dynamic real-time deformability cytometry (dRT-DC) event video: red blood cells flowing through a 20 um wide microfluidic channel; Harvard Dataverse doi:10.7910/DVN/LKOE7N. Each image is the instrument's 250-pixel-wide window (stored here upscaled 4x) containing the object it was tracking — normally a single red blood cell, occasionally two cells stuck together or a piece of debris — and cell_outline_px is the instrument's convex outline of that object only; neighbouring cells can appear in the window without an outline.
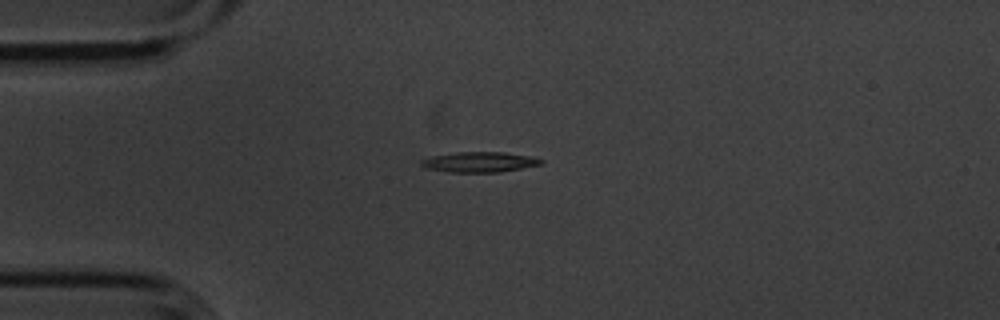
{"species": "common noctule bat (a hibernating species)", "species_latin": "Nyctalus noctula", "temperature_condition": "cold", "stored_images_in_passage": 5, "camera_frame_rate_fps": 3000, "um_per_image_px": 0.085, "animal": {"sex": "male", "body_mass_g": 20.1, "forearm_length_mm": 53.5}, "frame": {"image": 1, "passage_image": 1, "time_ms": 0.0, "image_size_px": [1000, 320], "cell_outline_px": [[544, 164], [500, 172], [448, 172], [424, 168], [420, 164], [420, 160], [432, 156], [456, 152], [504, 152], [536, 156], [544, 160]], "centroid_in_image_um": [40.8, 13.77], "position_along_channel_um": 44.2, "area_um2": 14.45}}
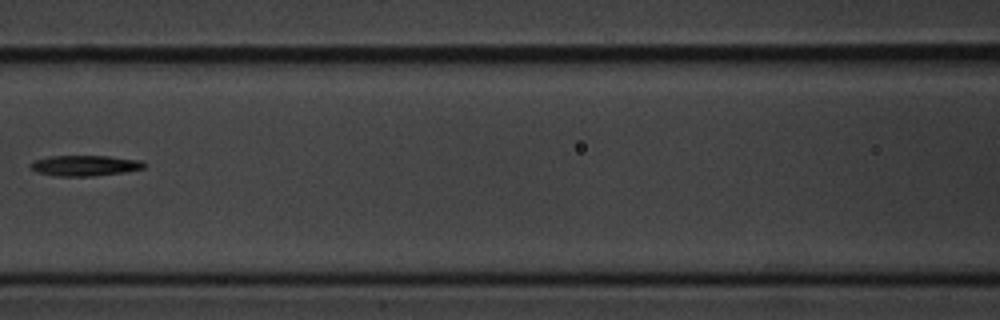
{"frame": {"image": 2, "passage_image": 4, "time_ms": 1.0, "image_size_px": [1000, 320], "cell_outline_px": [[148, 164], [144, 168], [124, 172], [92, 176], [56, 176], [36, 172], [28, 164], [32, 160], [52, 156], [108, 156], [144, 160]], "centroid_in_image_um": [7.24, 14.07], "position_along_channel_um": 159.4, "area_um2": 13.81}}
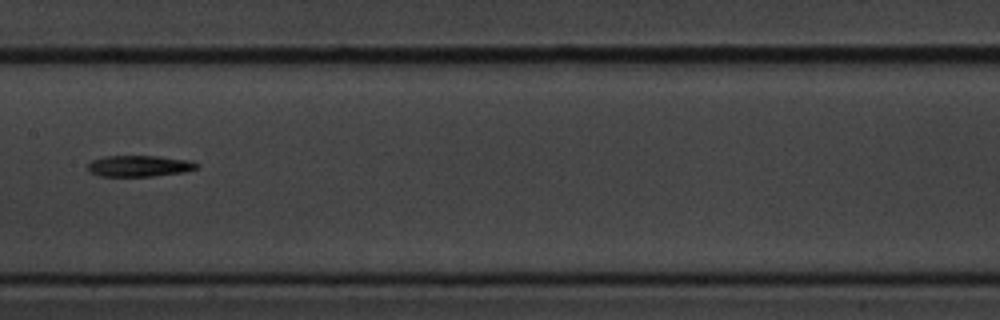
{"frame": {"image": 3, "passage_image": 5, "time_ms": 1.333, "image_size_px": [1000, 320], "cell_outline_px": [[200, 164], [196, 168], [184, 172], [152, 176], [100, 176], [88, 172], [88, 164], [92, 160], [104, 156], [156, 156], [188, 160]], "centroid_in_image_um": [11.81, 14.11], "position_along_channel_um": 195.6, "area_um2": 13.41}}